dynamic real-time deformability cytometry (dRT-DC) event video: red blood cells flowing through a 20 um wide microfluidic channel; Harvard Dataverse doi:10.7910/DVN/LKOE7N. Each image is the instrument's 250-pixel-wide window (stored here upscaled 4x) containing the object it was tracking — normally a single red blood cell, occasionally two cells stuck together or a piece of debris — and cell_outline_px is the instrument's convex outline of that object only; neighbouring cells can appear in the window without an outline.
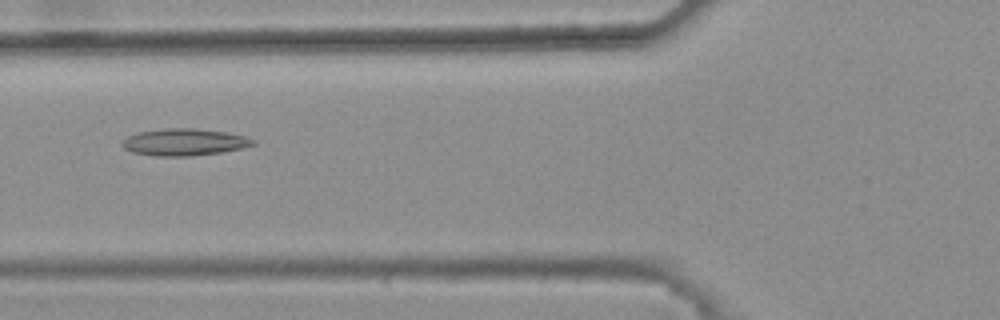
{"species": "common noctule bat (a hibernating species)", "species_latin": "Nyctalus noctula", "temperature_condition": "warm", "stored_images_in_passage": 48, "camera_frame_rate_fps": 3000, "um_per_image_px": 0.085, "animal": {"sex": "female", "body_mass_g": 25.1}, "frame": {"image": 1, "passage_image": 20, "time_ms": 6.333, "image_size_px": [1000, 320], "cell_outline_px": [[256, 144], [240, 148], [220, 152], [192, 156], [156, 156], [132, 152], [124, 148], [120, 144], [128, 136], [140, 132], [164, 128], [196, 128], [224, 132], [244, 136], [256, 140]], "centroid_in_image_um": [15.65, 12.08], "position_along_channel_um": 110.1, "area_um2": 20.4}}
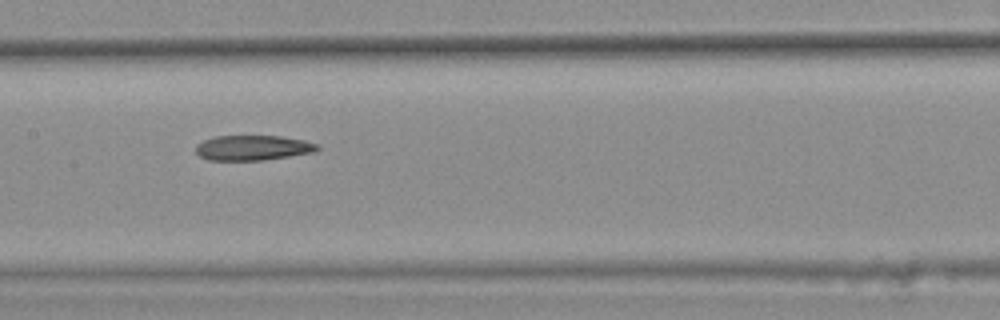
{"frame": {"image": 2, "passage_image": 26, "time_ms": 8.333, "image_size_px": [1000, 320], "cell_outline_px": [[320, 148], [316, 152], [264, 160], [208, 160], [200, 156], [196, 152], [196, 144], [204, 140], [216, 136], [280, 136], [304, 140], [320, 144]], "centroid_in_image_um": [21.53, 12.56], "position_along_channel_um": 185.9, "area_um2": 17.86}}
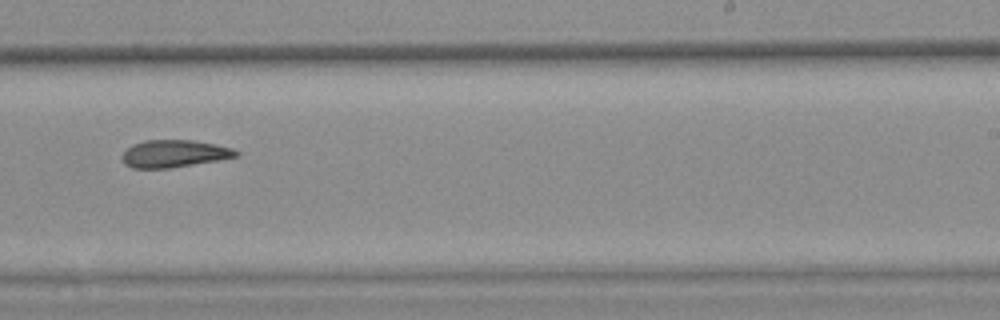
{"frame": {"image": 3, "passage_image": 33, "time_ms": 10.667, "image_size_px": [1000, 320], "cell_outline_px": [[240, 156], [172, 168], [132, 168], [124, 164], [120, 156], [132, 144], [144, 140], [192, 140], [216, 144], [232, 148], [240, 152]], "centroid_in_image_um": [14.8, 13.06], "position_along_channel_um": 274.2, "area_um2": 18.32}}